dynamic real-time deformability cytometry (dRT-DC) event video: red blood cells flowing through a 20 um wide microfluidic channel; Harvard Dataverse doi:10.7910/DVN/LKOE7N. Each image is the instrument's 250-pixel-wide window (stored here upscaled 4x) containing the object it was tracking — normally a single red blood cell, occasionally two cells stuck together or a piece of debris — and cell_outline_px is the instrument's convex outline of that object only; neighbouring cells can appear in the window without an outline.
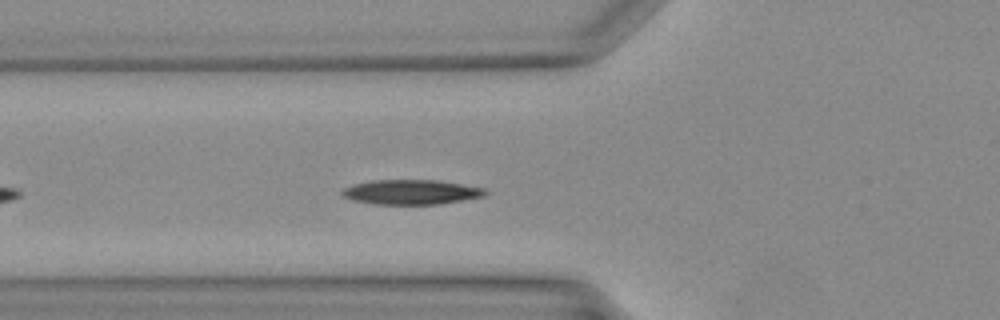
{"species": "Egyptian fruit bat (a non-hibernating species)", "species_latin": "Rousettus aegyptiacus", "temperature_condition": "warm", "stored_images_in_passage": 31, "camera_frame_rate_fps": 3000, "um_per_image_px": 0.085, "animal": {"sex": "female"}, "frame": {"image": 1, "passage_image": 5, "time_ms": 1.333, "image_size_px": [1000, 320], "cell_outline_px": [[488, 192], [484, 196], [436, 204], [372, 204], [352, 200], [344, 196], [340, 192], [344, 188], [356, 184], [372, 180], [436, 180], [488, 188]], "centroid_in_image_um": [34.96, 16.32], "position_along_channel_um": 90.8, "area_um2": 20.52}}
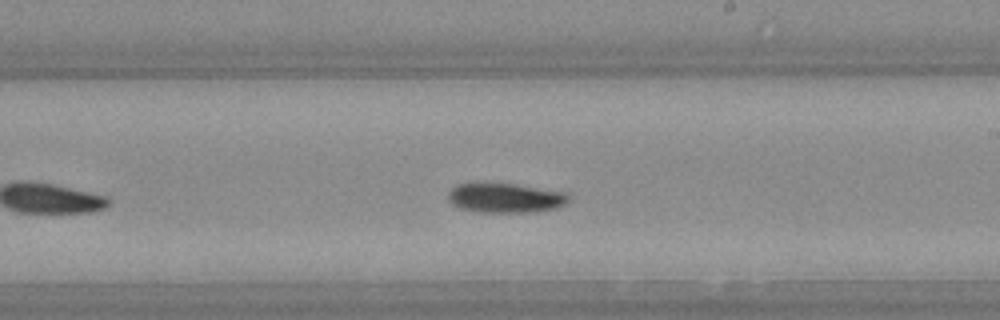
{"frame": {"image": 2, "passage_image": 14, "time_ms": 4.333, "image_size_px": [1000, 320], "cell_outline_px": [[568, 200], [564, 204], [556, 208], [536, 212], [480, 212], [460, 208], [452, 204], [448, 200], [448, 192], [452, 188], [460, 184], [516, 184], [564, 192], [568, 196]], "centroid_in_image_um": [42.95, 16.84], "position_along_channel_um": 246.1, "area_um2": 20.46}}